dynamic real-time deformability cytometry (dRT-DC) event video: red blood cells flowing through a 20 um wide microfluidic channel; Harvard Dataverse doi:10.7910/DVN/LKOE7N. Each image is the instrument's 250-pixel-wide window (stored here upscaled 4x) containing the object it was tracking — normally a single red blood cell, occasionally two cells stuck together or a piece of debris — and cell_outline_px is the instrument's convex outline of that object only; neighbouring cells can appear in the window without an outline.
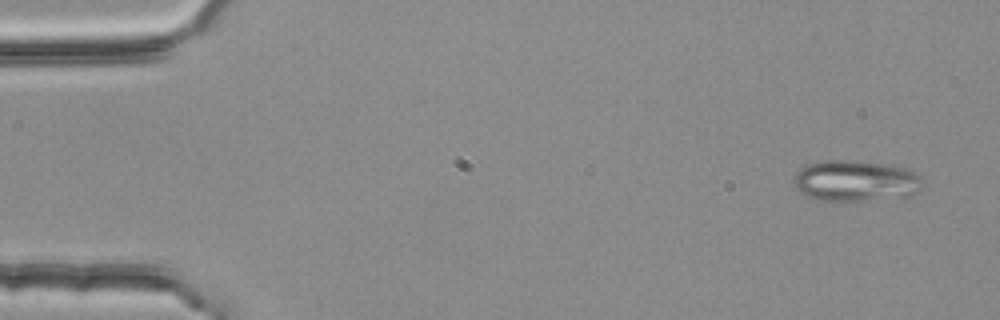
{"species": "common noctule bat (a hibernating species)", "species_latin": "Nyctalus noctula", "temperature_condition": "room temperature", "stored_images_in_passage": 4, "camera_frame_rate_fps": 3000, "um_per_image_px": 0.085, "animal": {"sex": "female", "body_mass_g": 25.1}, "frame": {"image": 1, "passage_image": 1, "time_ms": 0.0, "image_size_px": [1000, 320], "cell_outline_px": [[924, 180], [920, 192], [912, 196], [860, 200], [820, 200], [800, 192], [796, 188], [792, 180], [796, 172], [800, 168], [824, 160], [848, 160], [892, 164], [904, 168], [920, 176]], "centroid_in_image_um": [72.77, 15.36], "position_along_channel_um": 12.2, "area_um2": 30.81}}